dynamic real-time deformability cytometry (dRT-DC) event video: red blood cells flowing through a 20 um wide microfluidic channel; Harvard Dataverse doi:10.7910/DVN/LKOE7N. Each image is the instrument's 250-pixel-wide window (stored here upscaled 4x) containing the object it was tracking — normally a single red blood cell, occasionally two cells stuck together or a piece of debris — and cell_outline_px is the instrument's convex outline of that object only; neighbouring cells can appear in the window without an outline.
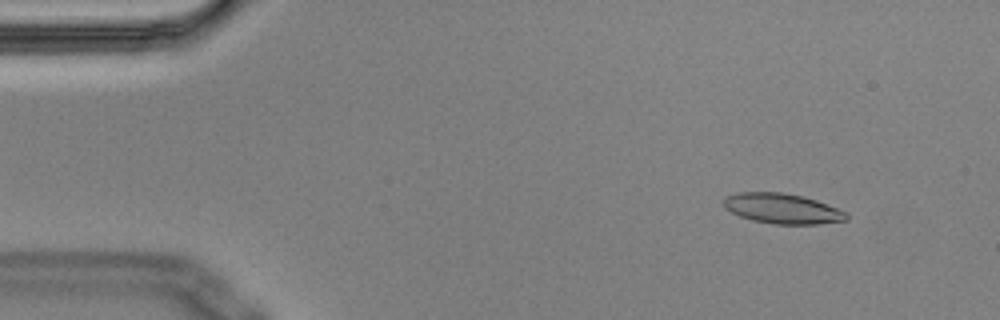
{"species": "Egyptian fruit bat (a non-hibernating species)", "species_latin": "Rousettus aegyptiacus", "temperature_condition": "cold", "stored_images_in_passage": 3, "camera_frame_rate_fps": 3000, "um_per_image_px": 0.085, "animal": {"sex": "male"}, "frame": {"image": 1, "passage_image": 1, "time_ms": 0.0, "image_size_px": [1000, 320], "cell_outline_px": [[848, 220], [816, 224], [776, 224], [752, 220], [740, 216], [724, 208], [724, 200], [728, 196], [736, 192], [780, 192], [800, 196], [816, 200], [848, 212]], "centroid_in_image_um": [66.51, 17.73], "position_along_channel_um": 18.5, "area_um2": 21.44}}